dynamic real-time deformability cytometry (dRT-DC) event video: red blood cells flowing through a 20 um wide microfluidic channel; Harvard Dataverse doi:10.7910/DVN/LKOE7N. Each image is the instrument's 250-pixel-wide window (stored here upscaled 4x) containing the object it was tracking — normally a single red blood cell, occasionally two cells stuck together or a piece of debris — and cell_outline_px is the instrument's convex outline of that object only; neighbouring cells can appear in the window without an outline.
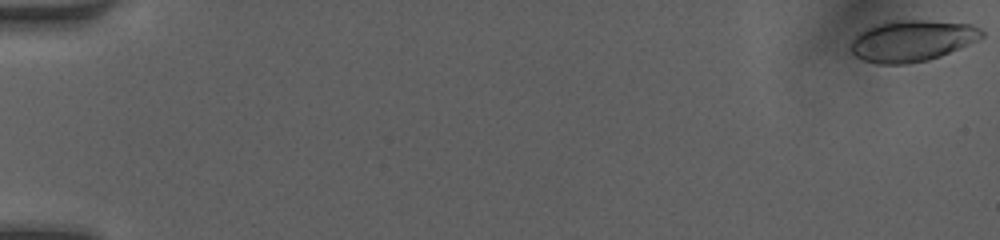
{"species": "human", "species_latin": "Homo sapiens", "temperature_condition": "room temperature", "stored_images_in_passage": 51, "camera_frame_rate_fps": 3000, "um_per_image_px": 0.085, "donor": {"sex": "female"}, "frame": {"image": 1, "passage_image": 1, "time_ms": 0.0, "image_size_px": [1000, 240], "cell_outline_px": [[984, 36], [980, 40], [940, 56], [928, 60], [904, 64], [876, 64], [864, 60], [856, 56], [852, 52], [848, 44], [860, 32], [872, 24], [892, 20], [928, 20], [972, 24], [980, 28], [984, 32]], "centroid_in_image_um": [77.53, 3.45], "position_along_channel_um": 7.5, "area_um2": 31.91}}
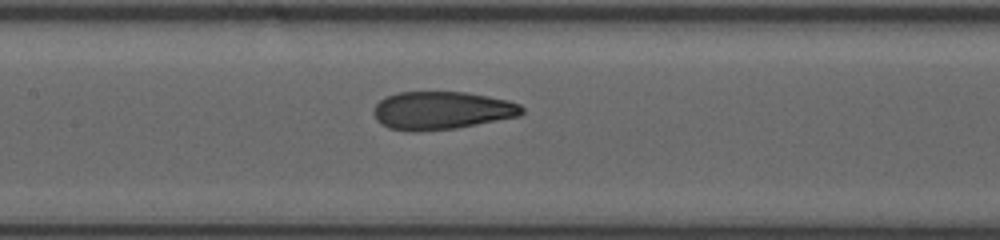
{"frame": {"image": 2, "passage_image": 26, "time_ms": 8.333, "image_size_px": [1000, 240], "cell_outline_px": [[524, 112], [520, 116], [456, 128], [388, 128], [376, 120], [372, 112], [372, 108], [384, 96], [396, 92], [464, 92], [488, 96], [508, 100], [520, 104], [524, 108]], "centroid_in_image_um": [37.57, 9.34], "position_along_channel_um": 169.8, "area_um2": 32.14}}
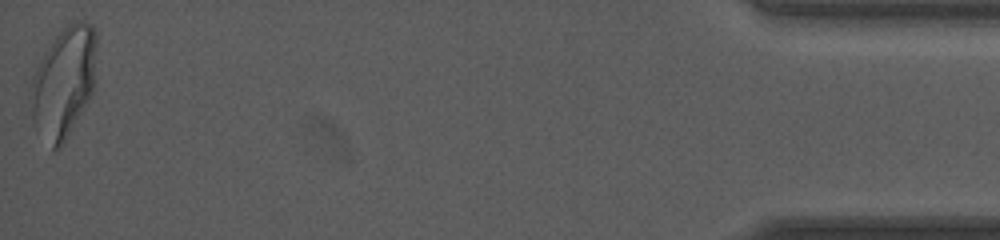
{"frame": {"image": 3, "passage_image": 51, "time_ms": 16.667, "image_size_px": [1000, 240], "cell_outline_px": [[96, 84], [92, 96], [64, 144], [60, 148], [52, 152], [32, 116], [28, 96], [28, 92], [32, 76], [44, 52], [56, 36], [64, 28], [76, 20], [80, 20], [92, 24], [96, 28]], "centroid_in_image_um": [5.45, 7.0], "position_along_channel_um": 429.8, "area_um2": 43.23}, "authors_computed_cell_mechanics": {"area_um2": 32.8882, "velocity_mm_per_s": 4.1549, "shape_relaxation_time_tau1_ms": 4.6568, "shape_relaxation_time_tau2_ms": 0.8937, "deformation_change_tau1": 0.1998, "deformation_change_tau2": 0.0767}}